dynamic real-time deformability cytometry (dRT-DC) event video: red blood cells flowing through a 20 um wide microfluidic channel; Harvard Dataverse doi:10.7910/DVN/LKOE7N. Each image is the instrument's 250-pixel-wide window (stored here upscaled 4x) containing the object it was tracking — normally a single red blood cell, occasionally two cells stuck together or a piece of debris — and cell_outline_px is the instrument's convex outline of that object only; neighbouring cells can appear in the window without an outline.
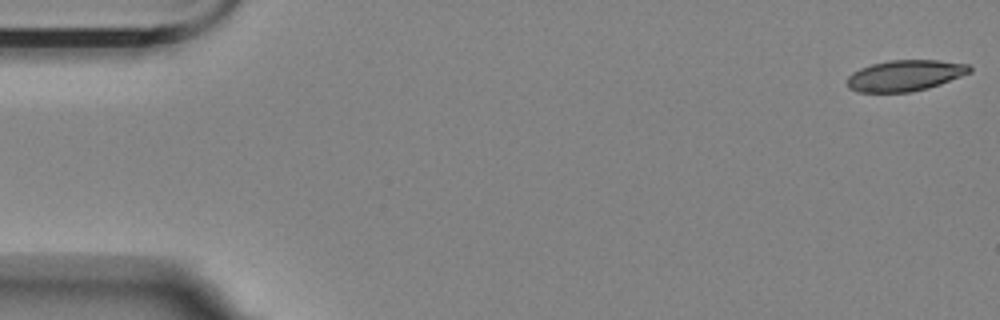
{"species": "Egyptian fruit bat (a non-hibernating species)", "species_latin": "Rousettus aegyptiacus", "temperature_condition": "room temperature", "stored_images_in_passage": 50, "camera_frame_rate_fps": 3000, "um_per_image_px": 0.085, "animal": {"sex": "female"}, "frame": {"image": 1, "passage_image": 1, "time_ms": 0.0, "image_size_px": [1000, 320], "cell_outline_px": [[972, 72], [940, 84], [928, 88], [912, 92], [856, 92], [848, 88], [848, 76], [852, 72], [860, 68], [872, 64], [888, 60], [936, 60], [968, 64], [972, 68]], "centroid_in_image_um": [76.92, 6.42], "position_along_channel_um": 8.1, "area_um2": 22.2}}
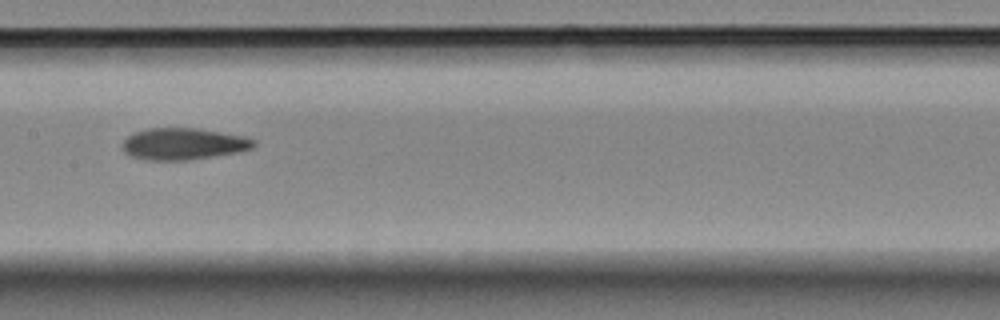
{"frame": {"image": 2, "passage_image": 28, "time_ms": 9.0, "image_size_px": [1000, 320], "cell_outline_px": [[256, 144], [252, 148], [240, 152], [188, 160], [144, 160], [128, 156], [120, 148], [120, 144], [128, 136], [136, 132], [148, 128], [196, 128], [244, 136], [256, 140]], "centroid_in_image_um": [15.55, 12.24], "position_along_channel_um": 191.8, "area_um2": 24.51}}
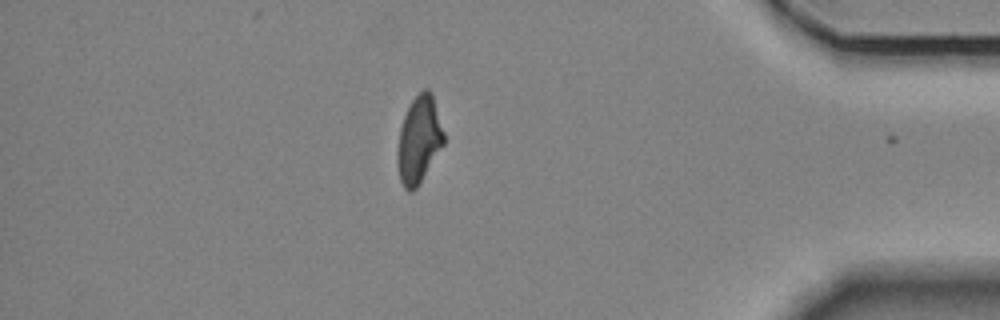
{"frame": {"image": 3, "passage_image": 49, "time_ms": 16.0, "image_size_px": [1000, 320], "cell_outline_px": [[444, 144], [416, 188], [412, 192], [408, 192], [404, 188], [400, 180], [396, 160], [396, 152], [400, 128], [404, 116], [412, 100], [424, 88], [428, 88], [432, 92], [444, 132]], "centroid_in_image_um": [35.6, 11.88], "position_along_channel_um": 399.6, "area_um2": 23.52}, "authors_computed_cell_mechanics": {"area_um2": 23.987, "velocity_mm_per_s": 3.4983, "shape_relaxation_time_tau1_ms": 10.2105, "shape_relaxation_time_tau2_ms": 7.0239, "deformation_change_tau1": 0.2251, "deformation_change_tau2": 0.1158}}